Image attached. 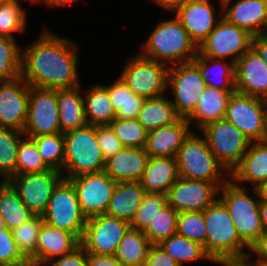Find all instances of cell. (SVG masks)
<instances>
[{"label": "cell", "mask_w": 267, "mask_h": 266, "mask_svg": "<svg viewBox=\"0 0 267 266\" xmlns=\"http://www.w3.org/2000/svg\"><path fill=\"white\" fill-rule=\"evenodd\" d=\"M167 87L174 95L170 100L177 114L187 118L197 107L206 83L198 66L190 61L169 66Z\"/></svg>", "instance_id": "10"}, {"label": "cell", "mask_w": 267, "mask_h": 266, "mask_svg": "<svg viewBox=\"0 0 267 266\" xmlns=\"http://www.w3.org/2000/svg\"><path fill=\"white\" fill-rule=\"evenodd\" d=\"M63 177L104 171L105 159L98 145L96 125H89L64 134Z\"/></svg>", "instance_id": "5"}, {"label": "cell", "mask_w": 267, "mask_h": 266, "mask_svg": "<svg viewBox=\"0 0 267 266\" xmlns=\"http://www.w3.org/2000/svg\"><path fill=\"white\" fill-rule=\"evenodd\" d=\"M142 50L140 55L169 66L190 62L198 54V47L176 17L160 21Z\"/></svg>", "instance_id": "2"}, {"label": "cell", "mask_w": 267, "mask_h": 266, "mask_svg": "<svg viewBox=\"0 0 267 266\" xmlns=\"http://www.w3.org/2000/svg\"><path fill=\"white\" fill-rule=\"evenodd\" d=\"M4 266H38L33 260L29 259L25 262H20L13 265H4Z\"/></svg>", "instance_id": "60"}, {"label": "cell", "mask_w": 267, "mask_h": 266, "mask_svg": "<svg viewBox=\"0 0 267 266\" xmlns=\"http://www.w3.org/2000/svg\"><path fill=\"white\" fill-rule=\"evenodd\" d=\"M250 254L241 257H232L219 263L220 266H256V259L252 260ZM252 262H251V261ZM254 261V263H253Z\"/></svg>", "instance_id": "54"}, {"label": "cell", "mask_w": 267, "mask_h": 266, "mask_svg": "<svg viewBox=\"0 0 267 266\" xmlns=\"http://www.w3.org/2000/svg\"><path fill=\"white\" fill-rule=\"evenodd\" d=\"M224 184L179 177L167 193V203L179 213L204 211L218 199Z\"/></svg>", "instance_id": "16"}, {"label": "cell", "mask_w": 267, "mask_h": 266, "mask_svg": "<svg viewBox=\"0 0 267 266\" xmlns=\"http://www.w3.org/2000/svg\"><path fill=\"white\" fill-rule=\"evenodd\" d=\"M46 266H88L87 252L80 245L71 253L53 259Z\"/></svg>", "instance_id": "50"}, {"label": "cell", "mask_w": 267, "mask_h": 266, "mask_svg": "<svg viewBox=\"0 0 267 266\" xmlns=\"http://www.w3.org/2000/svg\"><path fill=\"white\" fill-rule=\"evenodd\" d=\"M199 131L217 161L230 174L240 163L251 141L225 118L212 122Z\"/></svg>", "instance_id": "8"}, {"label": "cell", "mask_w": 267, "mask_h": 266, "mask_svg": "<svg viewBox=\"0 0 267 266\" xmlns=\"http://www.w3.org/2000/svg\"><path fill=\"white\" fill-rule=\"evenodd\" d=\"M233 92L235 91H226L206 86L197 107L186 120L191 126L195 125V128L200 130L212 122L223 119Z\"/></svg>", "instance_id": "26"}, {"label": "cell", "mask_w": 267, "mask_h": 266, "mask_svg": "<svg viewBox=\"0 0 267 266\" xmlns=\"http://www.w3.org/2000/svg\"><path fill=\"white\" fill-rule=\"evenodd\" d=\"M203 215L207 227L206 255L211 262L219 264L225 259L249 254L244 250L250 249L241 241L228 208L219 198L203 211Z\"/></svg>", "instance_id": "4"}, {"label": "cell", "mask_w": 267, "mask_h": 266, "mask_svg": "<svg viewBox=\"0 0 267 266\" xmlns=\"http://www.w3.org/2000/svg\"><path fill=\"white\" fill-rule=\"evenodd\" d=\"M43 223L42 215H34L31 219L12 229L15 243L29 259L36 253L37 238Z\"/></svg>", "instance_id": "45"}, {"label": "cell", "mask_w": 267, "mask_h": 266, "mask_svg": "<svg viewBox=\"0 0 267 266\" xmlns=\"http://www.w3.org/2000/svg\"><path fill=\"white\" fill-rule=\"evenodd\" d=\"M252 38L247 30L229 23L224 17L198 47V54L215 59L230 58L236 62L252 47Z\"/></svg>", "instance_id": "11"}, {"label": "cell", "mask_w": 267, "mask_h": 266, "mask_svg": "<svg viewBox=\"0 0 267 266\" xmlns=\"http://www.w3.org/2000/svg\"><path fill=\"white\" fill-rule=\"evenodd\" d=\"M159 245L180 266H184L183 264L186 262L198 261L199 259L211 261L200 243L183 237L177 232L168 239L161 241Z\"/></svg>", "instance_id": "36"}, {"label": "cell", "mask_w": 267, "mask_h": 266, "mask_svg": "<svg viewBox=\"0 0 267 266\" xmlns=\"http://www.w3.org/2000/svg\"><path fill=\"white\" fill-rule=\"evenodd\" d=\"M252 48L267 63V34L266 33L253 36Z\"/></svg>", "instance_id": "53"}, {"label": "cell", "mask_w": 267, "mask_h": 266, "mask_svg": "<svg viewBox=\"0 0 267 266\" xmlns=\"http://www.w3.org/2000/svg\"><path fill=\"white\" fill-rule=\"evenodd\" d=\"M0 186L1 185H3L5 182H6V180L0 175Z\"/></svg>", "instance_id": "62"}, {"label": "cell", "mask_w": 267, "mask_h": 266, "mask_svg": "<svg viewBox=\"0 0 267 266\" xmlns=\"http://www.w3.org/2000/svg\"><path fill=\"white\" fill-rule=\"evenodd\" d=\"M109 126L124 147L145 148L148 132L137 119L115 118Z\"/></svg>", "instance_id": "43"}, {"label": "cell", "mask_w": 267, "mask_h": 266, "mask_svg": "<svg viewBox=\"0 0 267 266\" xmlns=\"http://www.w3.org/2000/svg\"><path fill=\"white\" fill-rule=\"evenodd\" d=\"M260 200L267 201V180L263 181L259 186L256 187Z\"/></svg>", "instance_id": "58"}, {"label": "cell", "mask_w": 267, "mask_h": 266, "mask_svg": "<svg viewBox=\"0 0 267 266\" xmlns=\"http://www.w3.org/2000/svg\"><path fill=\"white\" fill-rule=\"evenodd\" d=\"M180 116L170 98L164 95L144 99L137 120L147 132L175 123Z\"/></svg>", "instance_id": "31"}, {"label": "cell", "mask_w": 267, "mask_h": 266, "mask_svg": "<svg viewBox=\"0 0 267 266\" xmlns=\"http://www.w3.org/2000/svg\"><path fill=\"white\" fill-rule=\"evenodd\" d=\"M175 158L180 178L209 183H225L230 178L210 150L206 139L193 131L184 140Z\"/></svg>", "instance_id": "6"}, {"label": "cell", "mask_w": 267, "mask_h": 266, "mask_svg": "<svg viewBox=\"0 0 267 266\" xmlns=\"http://www.w3.org/2000/svg\"><path fill=\"white\" fill-rule=\"evenodd\" d=\"M77 0H45L44 3L50 7H60L64 6L65 4L71 5L73 2H76Z\"/></svg>", "instance_id": "57"}, {"label": "cell", "mask_w": 267, "mask_h": 266, "mask_svg": "<svg viewBox=\"0 0 267 266\" xmlns=\"http://www.w3.org/2000/svg\"><path fill=\"white\" fill-rule=\"evenodd\" d=\"M190 128L191 125L186 118L180 117L173 124L149 131L145 146L146 153L149 157L175 158L184 140L192 132Z\"/></svg>", "instance_id": "23"}, {"label": "cell", "mask_w": 267, "mask_h": 266, "mask_svg": "<svg viewBox=\"0 0 267 266\" xmlns=\"http://www.w3.org/2000/svg\"><path fill=\"white\" fill-rule=\"evenodd\" d=\"M224 118L251 142L262 141L264 99L235 91L229 99Z\"/></svg>", "instance_id": "17"}, {"label": "cell", "mask_w": 267, "mask_h": 266, "mask_svg": "<svg viewBox=\"0 0 267 266\" xmlns=\"http://www.w3.org/2000/svg\"><path fill=\"white\" fill-rule=\"evenodd\" d=\"M23 133L29 138L61 133L55 89L30 87L27 120Z\"/></svg>", "instance_id": "12"}, {"label": "cell", "mask_w": 267, "mask_h": 266, "mask_svg": "<svg viewBox=\"0 0 267 266\" xmlns=\"http://www.w3.org/2000/svg\"><path fill=\"white\" fill-rule=\"evenodd\" d=\"M42 218L44 222L74 234L81 241L87 218L68 179L63 178L54 188Z\"/></svg>", "instance_id": "7"}, {"label": "cell", "mask_w": 267, "mask_h": 266, "mask_svg": "<svg viewBox=\"0 0 267 266\" xmlns=\"http://www.w3.org/2000/svg\"><path fill=\"white\" fill-rule=\"evenodd\" d=\"M22 0H12L0 5V37L15 39L14 33H22L27 25V12Z\"/></svg>", "instance_id": "40"}, {"label": "cell", "mask_w": 267, "mask_h": 266, "mask_svg": "<svg viewBox=\"0 0 267 266\" xmlns=\"http://www.w3.org/2000/svg\"><path fill=\"white\" fill-rule=\"evenodd\" d=\"M145 194L146 190L140 182H117L106 214L130 223Z\"/></svg>", "instance_id": "29"}, {"label": "cell", "mask_w": 267, "mask_h": 266, "mask_svg": "<svg viewBox=\"0 0 267 266\" xmlns=\"http://www.w3.org/2000/svg\"><path fill=\"white\" fill-rule=\"evenodd\" d=\"M219 2V19L216 17V7L211 0H188L173 13L197 47L201 45L223 17L222 0Z\"/></svg>", "instance_id": "18"}, {"label": "cell", "mask_w": 267, "mask_h": 266, "mask_svg": "<svg viewBox=\"0 0 267 266\" xmlns=\"http://www.w3.org/2000/svg\"><path fill=\"white\" fill-rule=\"evenodd\" d=\"M6 228L7 227L5 225V221H4L3 217H2V215L0 214V233H1V230L6 229Z\"/></svg>", "instance_id": "61"}, {"label": "cell", "mask_w": 267, "mask_h": 266, "mask_svg": "<svg viewBox=\"0 0 267 266\" xmlns=\"http://www.w3.org/2000/svg\"><path fill=\"white\" fill-rule=\"evenodd\" d=\"M63 178L62 172L50 169L42 173L15 175L8 182L34 215H43L54 188Z\"/></svg>", "instance_id": "15"}, {"label": "cell", "mask_w": 267, "mask_h": 266, "mask_svg": "<svg viewBox=\"0 0 267 266\" xmlns=\"http://www.w3.org/2000/svg\"><path fill=\"white\" fill-rule=\"evenodd\" d=\"M252 190L255 198L246 193L245 186L235 184L229 178L218 193V198L228 208L238 236L249 249L264 233L259 212V194L256 188Z\"/></svg>", "instance_id": "3"}, {"label": "cell", "mask_w": 267, "mask_h": 266, "mask_svg": "<svg viewBox=\"0 0 267 266\" xmlns=\"http://www.w3.org/2000/svg\"><path fill=\"white\" fill-rule=\"evenodd\" d=\"M168 70L169 65L138 54L127 61L119 76L134 94L148 99L168 91Z\"/></svg>", "instance_id": "9"}, {"label": "cell", "mask_w": 267, "mask_h": 266, "mask_svg": "<svg viewBox=\"0 0 267 266\" xmlns=\"http://www.w3.org/2000/svg\"><path fill=\"white\" fill-rule=\"evenodd\" d=\"M119 119H137L144 98L134 92L118 77L110 86L103 85Z\"/></svg>", "instance_id": "33"}, {"label": "cell", "mask_w": 267, "mask_h": 266, "mask_svg": "<svg viewBox=\"0 0 267 266\" xmlns=\"http://www.w3.org/2000/svg\"><path fill=\"white\" fill-rule=\"evenodd\" d=\"M155 3V5L159 6L167 10V12H171L172 14L180 7H182L188 0H149Z\"/></svg>", "instance_id": "55"}, {"label": "cell", "mask_w": 267, "mask_h": 266, "mask_svg": "<svg viewBox=\"0 0 267 266\" xmlns=\"http://www.w3.org/2000/svg\"><path fill=\"white\" fill-rule=\"evenodd\" d=\"M30 86L22 77L0 82V127L24 130Z\"/></svg>", "instance_id": "19"}, {"label": "cell", "mask_w": 267, "mask_h": 266, "mask_svg": "<svg viewBox=\"0 0 267 266\" xmlns=\"http://www.w3.org/2000/svg\"><path fill=\"white\" fill-rule=\"evenodd\" d=\"M232 1L222 0L223 17L229 23L247 30L253 36L266 33L267 0Z\"/></svg>", "instance_id": "21"}, {"label": "cell", "mask_w": 267, "mask_h": 266, "mask_svg": "<svg viewBox=\"0 0 267 266\" xmlns=\"http://www.w3.org/2000/svg\"><path fill=\"white\" fill-rule=\"evenodd\" d=\"M50 168L42 160L32 138L24 136L18 147L16 159V175L27 173H42Z\"/></svg>", "instance_id": "42"}, {"label": "cell", "mask_w": 267, "mask_h": 266, "mask_svg": "<svg viewBox=\"0 0 267 266\" xmlns=\"http://www.w3.org/2000/svg\"><path fill=\"white\" fill-rule=\"evenodd\" d=\"M24 136L22 131L0 127V175L6 181L16 175L18 147Z\"/></svg>", "instance_id": "37"}, {"label": "cell", "mask_w": 267, "mask_h": 266, "mask_svg": "<svg viewBox=\"0 0 267 266\" xmlns=\"http://www.w3.org/2000/svg\"><path fill=\"white\" fill-rule=\"evenodd\" d=\"M192 61L198 66L206 86L226 91H236L234 62L225 59L206 57L199 54H197ZM211 72L213 74L216 72L217 75L215 74V76ZM213 76L215 78L218 77L215 80L214 78L212 79Z\"/></svg>", "instance_id": "30"}, {"label": "cell", "mask_w": 267, "mask_h": 266, "mask_svg": "<svg viewBox=\"0 0 267 266\" xmlns=\"http://www.w3.org/2000/svg\"><path fill=\"white\" fill-rule=\"evenodd\" d=\"M29 258L22 252L13 239L12 230L8 228L0 233V266L25 262Z\"/></svg>", "instance_id": "47"}, {"label": "cell", "mask_w": 267, "mask_h": 266, "mask_svg": "<svg viewBox=\"0 0 267 266\" xmlns=\"http://www.w3.org/2000/svg\"><path fill=\"white\" fill-rule=\"evenodd\" d=\"M167 204V195L162 193H146L139 208L130 222V228L144 230L156 214Z\"/></svg>", "instance_id": "46"}, {"label": "cell", "mask_w": 267, "mask_h": 266, "mask_svg": "<svg viewBox=\"0 0 267 266\" xmlns=\"http://www.w3.org/2000/svg\"><path fill=\"white\" fill-rule=\"evenodd\" d=\"M44 29L35 42L22 48L21 77L30 87L55 90L78 87L76 43Z\"/></svg>", "instance_id": "1"}, {"label": "cell", "mask_w": 267, "mask_h": 266, "mask_svg": "<svg viewBox=\"0 0 267 266\" xmlns=\"http://www.w3.org/2000/svg\"><path fill=\"white\" fill-rule=\"evenodd\" d=\"M250 256L267 265V232H264L249 250ZM253 254V255H251Z\"/></svg>", "instance_id": "51"}, {"label": "cell", "mask_w": 267, "mask_h": 266, "mask_svg": "<svg viewBox=\"0 0 267 266\" xmlns=\"http://www.w3.org/2000/svg\"><path fill=\"white\" fill-rule=\"evenodd\" d=\"M256 266H267V265L262 264V263H260L259 261L256 260Z\"/></svg>", "instance_id": "65"}, {"label": "cell", "mask_w": 267, "mask_h": 266, "mask_svg": "<svg viewBox=\"0 0 267 266\" xmlns=\"http://www.w3.org/2000/svg\"><path fill=\"white\" fill-rule=\"evenodd\" d=\"M177 233L192 241L200 243L206 253L207 227L203 211H189L178 213Z\"/></svg>", "instance_id": "44"}, {"label": "cell", "mask_w": 267, "mask_h": 266, "mask_svg": "<svg viewBox=\"0 0 267 266\" xmlns=\"http://www.w3.org/2000/svg\"><path fill=\"white\" fill-rule=\"evenodd\" d=\"M178 178L176 158L149 157L140 183L146 190V193H162L167 195L170 187Z\"/></svg>", "instance_id": "27"}, {"label": "cell", "mask_w": 267, "mask_h": 266, "mask_svg": "<svg viewBox=\"0 0 267 266\" xmlns=\"http://www.w3.org/2000/svg\"><path fill=\"white\" fill-rule=\"evenodd\" d=\"M79 246L80 240L74 234L44 222L37 238L36 253L30 259L38 266H46Z\"/></svg>", "instance_id": "22"}, {"label": "cell", "mask_w": 267, "mask_h": 266, "mask_svg": "<svg viewBox=\"0 0 267 266\" xmlns=\"http://www.w3.org/2000/svg\"><path fill=\"white\" fill-rule=\"evenodd\" d=\"M143 266H180L159 244H151Z\"/></svg>", "instance_id": "49"}, {"label": "cell", "mask_w": 267, "mask_h": 266, "mask_svg": "<svg viewBox=\"0 0 267 266\" xmlns=\"http://www.w3.org/2000/svg\"><path fill=\"white\" fill-rule=\"evenodd\" d=\"M96 135L105 160L124 148L122 142L109 125H96Z\"/></svg>", "instance_id": "48"}, {"label": "cell", "mask_w": 267, "mask_h": 266, "mask_svg": "<svg viewBox=\"0 0 267 266\" xmlns=\"http://www.w3.org/2000/svg\"><path fill=\"white\" fill-rule=\"evenodd\" d=\"M148 160L145 148L124 147L105 161L104 171L116 182H140Z\"/></svg>", "instance_id": "24"}, {"label": "cell", "mask_w": 267, "mask_h": 266, "mask_svg": "<svg viewBox=\"0 0 267 266\" xmlns=\"http://www.w3.org/2000/svg\"><path fill=\"white\" fill-rule=\"evenodd\" d=\"M10 1H12V0H0V5H1V4H4V3H8V2H10Z\"/></svg>", "instance_id": "64"}, {"label": "cell", "mask_w": 267, "mask_h": 266, "mask_svg": "<svg viewBox=\"0 0 267 266\" xmlns=\"http://www.w3.org/2000/svg\"><path fill=\"white\" fill-rule=\"evenodd\" d=\"M74 186L83 215L88 219L106 214L117 182L105 171L68 179Z\"/></svg>", "instance_id": "13"}, {"label": "cell", "mask_w": 267, "mask_h": 266, "mask_svg": "<svg viewBox=\"0 0 267 266\" xmlns=\"http://www.w3.org/2000/svg\"><path fill=\"white\" fill-rule=\"evenodd\" d=\"M22 49L15 39L0 37V82L21 77Z\"/></svg>", "instance_id": "41"}, {"label": "cell", "mask_w": 267, "mask_h": 266, "mask_svg": "<svg viewBox=\"0 0 267 266\" xmlns=\"http://www.w3.org/2000/svg\"><path fill=\"white\" fill-rule=\"evenodd\" d=\"M259 212L264 232H267V201L260 200Z\"/></svg>", "instance_id": "56"}, {"label": "cell", "mask_w": 267, "mask_h": 266, "mask_svg": "<svg viewBox=\"0 0 267 266\" xmlns=\"http://www.w3.org/2000/svg\"><path fill=\"white\" fill-rule=\"evenodd\" d=\"M178 211L168 203L156 214L143 230L151 244H159L177 232Z\"/></svg>", "instance_id": "38"}, {"label": "cell", "mask_w": 267, "mask_h": 266, "mask_svg": "<svg viewBox=\"0 0 267 266\" xmlns=\"http://www.w3.org/2000/svg\"><path fill=\"white\" fill-rule=\"evenodd\" d=\"M88 266H126L115 258L114 255H96L87 253Z\"/></svg>", "instance_id": "52"}, {"label": "cell", "mask_w": 267, "mask_h": 266, "mask_svg": "<svg viewBox=\"0 0 267 266\" xmlns=\"http://www.w3.org/2000/svg\"><path fill=\"white\" fill-rule=\"evenodd\" d=\"M237 92L267 98V63L251 47L235 62Z\"/></svg>", "instance_id": "20"}, {"label": "cell", "mask_w": 267, "mask_h": 266, "mask_svg": "<svg viewBox=\"0 0 267 266\" xmlns=\"http://www.w3.org/2000/svg\"><path fill=\"white\" fill-rule=\"evenodd\" d=\"M0 214L9 230L18 227L34 216L8 181L0 186Z\"/></svg>", "instance_id": "35"}, {"label": "cell", "mask_w": 267, "mask_h": 266, "mask_svg": "<svg viewBox=\"0 0 267 266\" xmlns=\"http://www.w3.org/2000/svg\"><path fill=\"white\" fill-rule=\"evenodd\" d=\"M150 241L142 230L129 229L115 251V258L126 266H143Z\"/></svg>", "instance_id": "34"}, {"label": "cell", "mask_w": 267, "mask_h": 266, "mask_svg": "<svg viewBox=\"0 0 267 266\" xmlns=\"http://www.w3.org/2000/svg\"><path fill=\"white\" fill-rule=\"evenodd\" d=\"M42 160L50 168L62 172L64 166V134L40 135L31 137Z\"/></svg>", "instance_id": "39"}, {"label": "cell", "mask_w": 267, "mask_h": 266, "mask_svg": "<svg viewBox=\"0 0 267 266\" xmlns=\"http://www.w3.org/2000/svg\"><path fill=\"white\" fill-rule=\"evenodd\" d=\"M90 87L83 95L87 124L109 125L116 118L109 93L101 84L96 83Z\"/></svg>", "instance_id": "32"}, {"label": "cell", "mask_w": 267, "mask_h": 266, "mask_svg": "<svg viewBox=\"0 0 267 266\" xmlns=\"http://www.w3.org/2000/svg\"><path fill=\"white\" fill-rule=\"evenodd\" d=\"M229 177L240 186H244V183H252L253 188L267 180V143L251 142L240 163L233 169Z\"/></svg>", "instance_id": "25"}, {"label": "cell", "mask_w": 267, "mask_h": 266, "mask_svg": "<svg viewBox=\"0 0 267 266\" xmlns=\"http://www.w3.org/2000/svg\"><path fill=\"white\" fill-rule=\"evenodd\" d=\"M80 86L70 89H56L59 125L62 134L87 125Z\"/></svg>", "instance_id": "28"}, {"label": "cell", "mask_w": 267, "mask_h": 266, "mask_svg": "<svg viewBox=\"0 0 267 266\" xmlns=\"http://www.w3.org/2000/svg\"><path fill=\"white\" fill-rule=\"evenodd\" d=\"M262 142L267 143V98L264 99V126L262 133Z\"/></svg>", "instance_id": "59"}, {"label": "cell", "mask_w": 267, "mask_h": 266, "mask_svg": "<svg viewBox=\"0 0 267 266\" xmlns=\"http://www.w3.org/2000/svg\"><path fill=\"white\" fill-rule=\"evenodd\" d=\"M27 1H30L31 3H35L36 4V3L40 2L41 0H27ZM44 1L45 0H42L43 3H44Z\"/></svg>", "instance_id": "63"}, {"label": "cell", "mask_w": 267, "mask_h": 266, "mask_svg": "<svg viewBox=\"0 0 267 266\" xmlns=\"http://www.w3.org/2000/svg\"><path fill=\"white\" fill-rule=\"evenodd\" d=\"M130 223L107 214L88 218L80 245L87 253L114 255Z\"/></svg>", "instance_id": "14"}]
</instances>
